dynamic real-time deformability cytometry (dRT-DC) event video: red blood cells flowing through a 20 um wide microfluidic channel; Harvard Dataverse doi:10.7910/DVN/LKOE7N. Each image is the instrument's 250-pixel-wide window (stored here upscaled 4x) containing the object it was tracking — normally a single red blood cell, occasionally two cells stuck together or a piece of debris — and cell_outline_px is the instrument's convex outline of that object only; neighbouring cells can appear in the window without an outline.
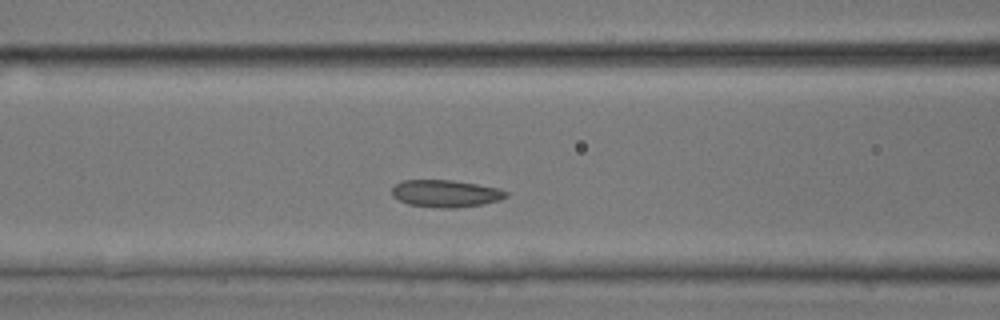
{"species": "common noctule bat (a hibernating species)", "species_latin": "Nyctalus noctula", "temperature_condition": "room temperature", "stored_images_in_passage": 40, "camera_frame_rate_fps": 3000, "um_per_image_px": 0.085, "animal": {"sex": "male", "body_mass_g": 17.9, "forearm_length_mm": 54.2}, "frame": {"image": 1, "passage_image": 12, "time_ms": 3.667, "image_size_px": [1000, 320], "cell_outline_px": [[508, 196], [500, 200], [480, 204], [456, 208], [440, 208], [408, 204], [392, 196], [392, 188], [400, 180], [452, 180], [476, 184], [496, 188], [508, 192]], "centroid_in_image_um": [37.85, 16.44], "position_along_channel_um": 128.7, "area_um2": 17.98}}
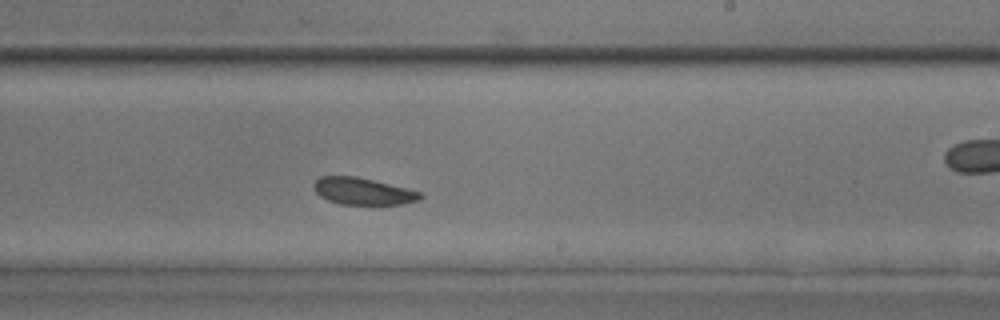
{"frame": {"image": 2, "passage_image": 21, "time_ms": 6.667, "image_size_px": [1000, 320], "cell_outline_px": [[424, 196], [420, 200], [404, 204], [340, 204], [328, 200], [320, 196], [312, 188], [312, 184], [320, 176], [356, 176], [408, 188], [420, 192]], "centroid_in_image_um": [30.85, 16.25], "position_along_channel_um": 258.2, "area_um2": 16.82}}
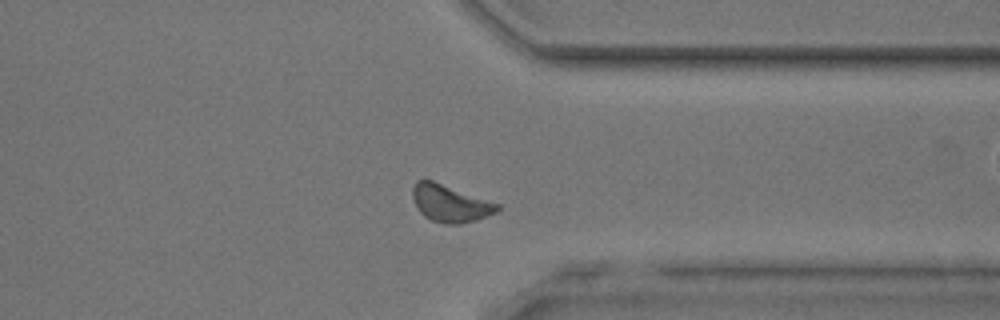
{"frame": {"image": 3, "passage_image": 29, "time_ms": 9.333, "image_size_px": [1000, 320], "cell_outline_px": [[500, 208], [496, 212], [476, 220], [460, 224], [444, 224], [432, 220], [424, 216], [420, 212], [412, 196], [412, 188], [416, 180], [432, 180], [500, 204]], "centroid_in_image_um": [38.26, 17.29], "position_along_channel_um": 373.1, "area_um2": 18.21}}